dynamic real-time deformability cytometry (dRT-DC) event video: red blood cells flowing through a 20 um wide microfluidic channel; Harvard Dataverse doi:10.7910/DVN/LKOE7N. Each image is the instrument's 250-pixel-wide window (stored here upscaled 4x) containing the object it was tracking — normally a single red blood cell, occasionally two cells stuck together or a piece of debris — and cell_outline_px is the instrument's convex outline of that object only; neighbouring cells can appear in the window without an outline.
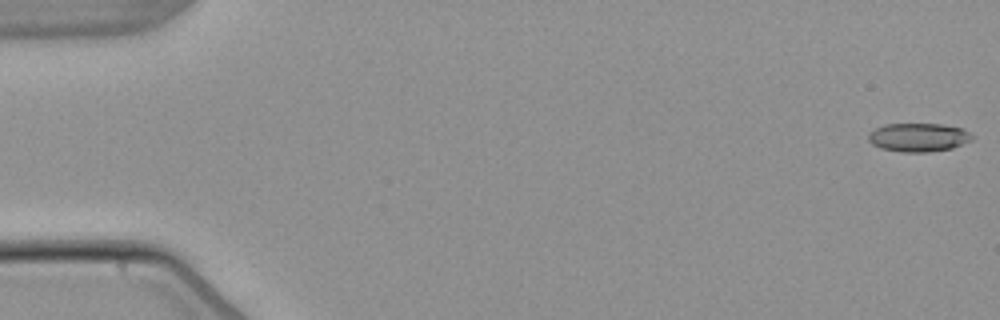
{"species": "common noctule bat (a hibernating species)", "species_latin": "Nyctalus noctula", "temperature_condition": "warm", "stored_images_in_passage": 4, "camera_frame_rate_fps": 3000, "um_per_image_px": 0.085, "animal": {"sex": "male", "body_mass_g": 21.5, "forearm_length_mm": 52.0}, "frame": {"image": 1, "passage_image": 1, "time_ms": 0.0, "image_size_px": [1000, 320], "cell_outline_px": [[972, 140], [952, 148], [928, 152], [900, 152], [880, 148], [872, 144], [868, 140], [868, 132], [884, 124], [940, 124], [964, 128], [972, 136]], "centroid_in_image_um": [78.04, 11.67], "position_along_channel_um": 7.0, "area_um2": 17.34}}
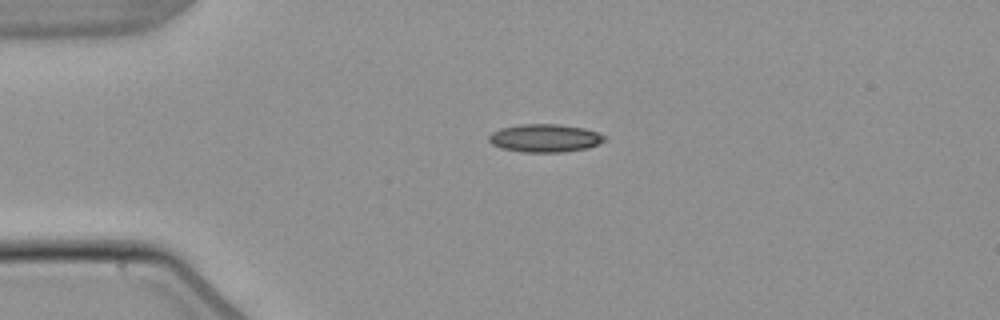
{"frame": {"image": 2, "passage_image": 4, "time_ms": 4.0, "image_size_px": [1000, 320], "cell_outline_px": [[604, 140], [588, 148], [560, 152], [524, 152], [500, 148], [492, 144], [488, 140], [488, 136], [492, 132], [500, 128], [520, 124], [556, 124], [584, 128], [596, 132], [604, 136]], "centroid_in_image_um": [46.25, 11.74], "position_along_channel_um": 38.7, "area_um2": 18.73}}